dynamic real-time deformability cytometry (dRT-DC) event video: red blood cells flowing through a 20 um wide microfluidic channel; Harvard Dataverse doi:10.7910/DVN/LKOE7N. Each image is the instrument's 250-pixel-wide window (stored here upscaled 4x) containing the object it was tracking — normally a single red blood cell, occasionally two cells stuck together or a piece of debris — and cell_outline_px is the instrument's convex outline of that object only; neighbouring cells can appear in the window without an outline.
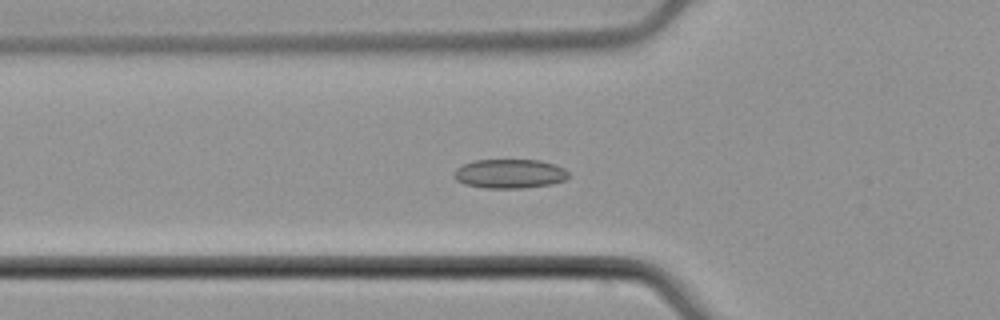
{"species": "common noctule bat (a hibernating species)", "species_latin": "Nyctalus noctula", "temperature_condition": "cold", "stored_images_in_passage": 44, "camera_frame_rate_fps": 3000, "um_per_image_px": 0.085, "animal": {"sex": "male", "body_mass_g": 21.5, "forearm_length_mm": 52.0}, "frame": {"image": 1, "passage_image": 17, "time_ms": 5.333, "image_size_px": [1000, 320], "cell_outline_px": [[568, 176], [564, 180], [552, 184], [524, 188], [484, 188], [464, 184], [456, 180], [452, 176], [456, 168], [464, 164], [476, 160], [540, 160], [564, 168], [568, 172]], "centroid_in_image_um": [43.29, 14.77], "position_along_channel_um": 82.5, "area_um2": 19.48}}
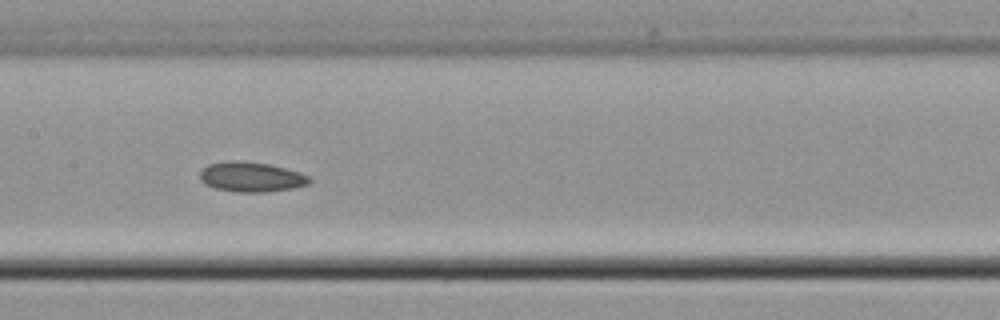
{"frame": {"image": 2, "passage_image": 25, "time_ms": 8.0, "image_size_px": [1000, 320], "cell_outline_px": [[312, 180], [308, 184], [292, 188], [264, 192], [236, 192], [216, 188], [204, 184], [200, 180], [200, 172], [208, 164], [228, 160], [236, 160], [268, 164], [284, 168], [308, 176]], "centroid_in_image_um": [21.31, 15.04], "position_along_channel_um": 186.1, "area_um2": 18.9}}
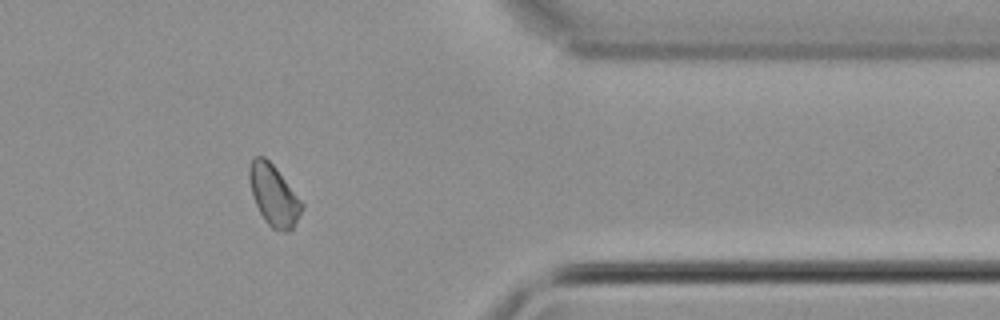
{"frame": {"image": 3, "passage_image": 42, "time_ms": 13.667, "image_size_px": [1000, 320], "cell_outline_px": [[304, 208], [292, 228], [288, 232], [280, 232], [272, 228], [264, 220], [256, 204], [252, 192], [248, 176], [248, 168], [252, 160], [256, 156], [264, 156], [276, 168], [304, 204]], "centroid_in_image_um": [23.27, 16.61], "position_along_channel_um": 388.1, "area_um2": 18.5}, "authors_computed_cell_mechanics": {"area_um2": 18.9584, "velocity_mm_per_s": 3.8927, "shape_relaxation_time_tau1_ms": null, "shape_relaxation_time_tau2_ms": 3.6165, "deformation_change_tau1": null, "deformation_change_tau2": 0.0729}}